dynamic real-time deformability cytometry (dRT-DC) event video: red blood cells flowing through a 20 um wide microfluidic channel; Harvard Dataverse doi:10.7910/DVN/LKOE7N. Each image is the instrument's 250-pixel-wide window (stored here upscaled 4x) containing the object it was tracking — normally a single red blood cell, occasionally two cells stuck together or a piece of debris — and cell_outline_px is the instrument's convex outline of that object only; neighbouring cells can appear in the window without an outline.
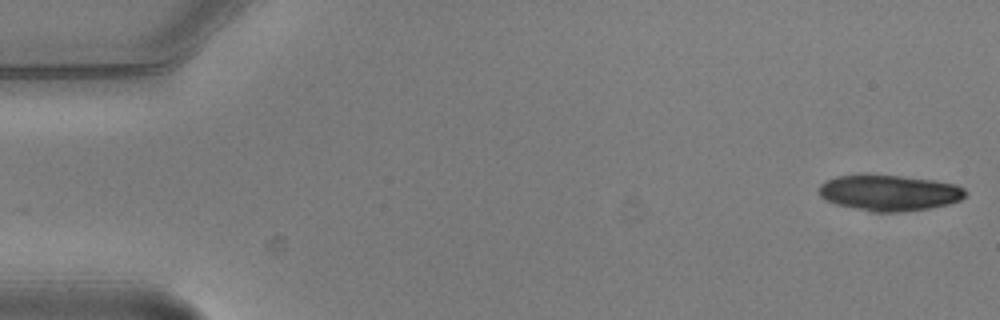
{"species": "common noctule bat (a hibernating species)", "species_latin": "Nyctalus noctula", "temperature_condition": "warm", "stored_images_in_passage": 6, "segment_of_instrument_passage": [2, 2], "camera_frame_rate_fps": 3000, "um_per_image_px": 0.085, "animal": {"sex": "male", "body_mass_g": 20.5, "forearm_length_mm": 52.5}, "frame": {"image": 1, "passage_image": 6, "time_ms": 1.667, "image_size_px": [1000, 320], "cell_outline_px": [[968, 192], [960, 200], [948, 204], [928, 208], [900, 212], [872, 212], [836, 204], [824, 200], [820, 196], [820, 184], [836, 176], [900, 176], [936, 180], [956, 184], [964, 188]], "centroid_in_image_um": [75.62, 16.4], "position_along_channel_um": 9.4, "area_um2": 30.29}}